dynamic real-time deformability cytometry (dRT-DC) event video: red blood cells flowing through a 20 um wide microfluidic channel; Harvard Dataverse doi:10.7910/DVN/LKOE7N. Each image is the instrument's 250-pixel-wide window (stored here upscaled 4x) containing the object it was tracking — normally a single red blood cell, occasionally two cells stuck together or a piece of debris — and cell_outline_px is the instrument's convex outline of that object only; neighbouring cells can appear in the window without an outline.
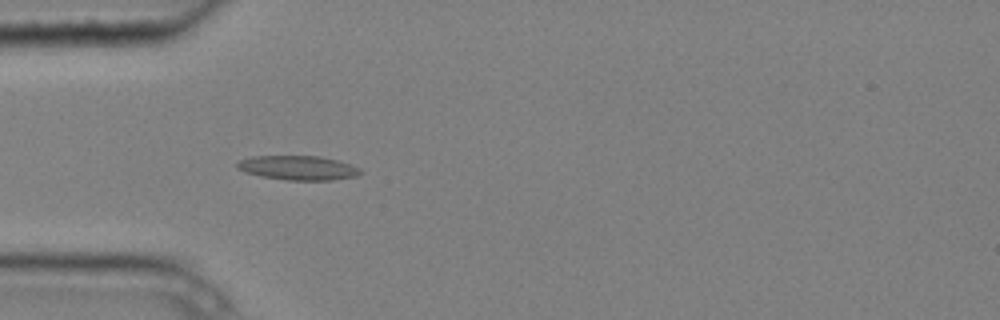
{"species": "common noctule bat (a hibernating species)", "species_latin": "Nyctalus noctula", "temperature_condition": "cold", "stored_images_in_passage": 6, "camera_frame_rate_fps": 3000, "um_per_image_px": 0.085, "animal": {"sex": "male", "body_mass_g": 20.4}, "frame": {"image": 1, "passage_image": 2, "time_ms": 0.333, "image_size_px": [1000, 320], "cell_outline_px": [[364, 172], [356, 176], [332, 180], [288, 180], [260, 176], [244, 172], [236, 168], [236, 164], [240, 160], [252, 156], [320, 156], [336, 160], [360, 168]], "centroid_in_image_um": [25.32, 14.27], "position_along_channel_um": 59.7, "area_um2": 17.46}}
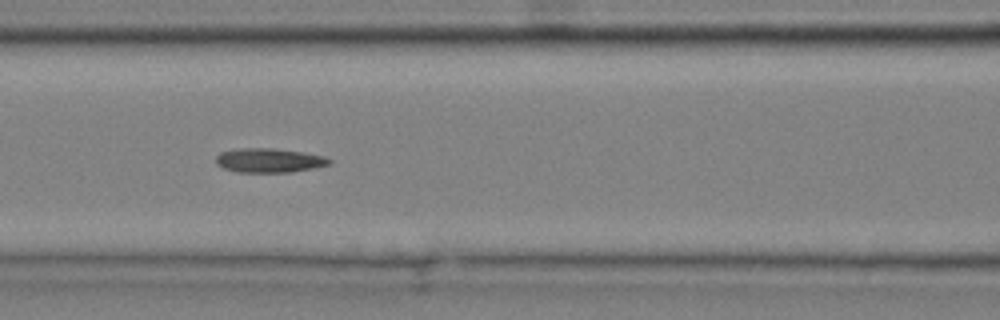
{"frame": {"image": 2, "passage_image": 4, "time_ms": 1.0, "image_size_px": [1000, 320], "cell_outline_px": [[332, 164], [292, 172], [236, 172], [224, 168], [216, 164], [216, 156], [220, 152], [240, 148], [276, 148], [304, 152], [324, 156], [332, 160]], "centroid_in_image_um": [22.89, 13.63], "position_along_channel_um": 143.7, "area_um2": 16.13}}
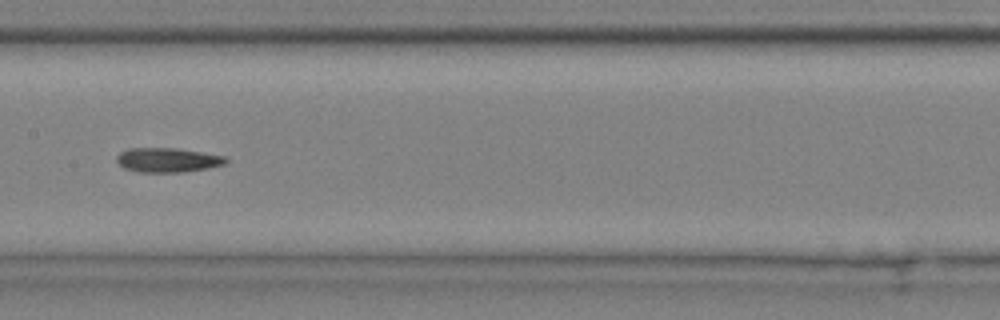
{"frame": {"image": 3, "passage_image": 5, "time_ms": 1.333, "image_size_px": [1000, 320], "cell_outline_px": [[228, 164], [208, 168], [184, 172], [136, 172], [124, 168], [116, 160], [116, 156], [120, 152], [128, 148], [176, 148], [224, 156], [228, 160]], "centroid_in_image_um": [14.24, 13.61], "position_along_channel_um": 193.2, "area_um2": 15.61}}